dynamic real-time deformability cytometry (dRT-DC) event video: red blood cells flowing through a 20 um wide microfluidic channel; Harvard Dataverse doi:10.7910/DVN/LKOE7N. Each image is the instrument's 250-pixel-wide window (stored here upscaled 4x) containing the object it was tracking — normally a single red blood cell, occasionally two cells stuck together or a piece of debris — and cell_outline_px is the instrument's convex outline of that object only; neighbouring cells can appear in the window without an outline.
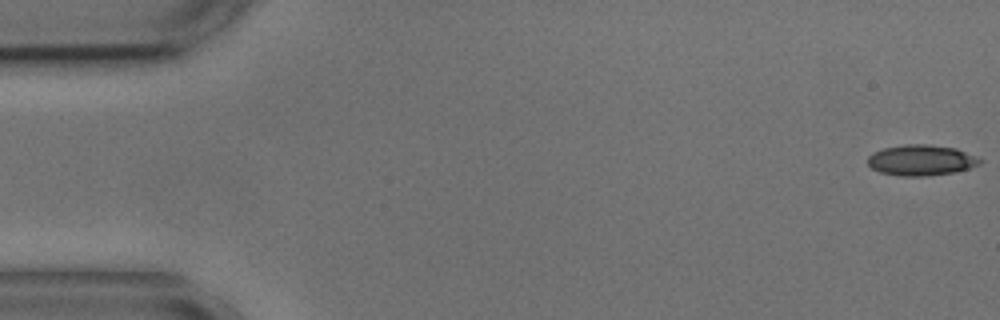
{"species": "common noctule bat (a hibernating species)", "species_latin": "Nyctalus noctula", "temperature_condition": "cold", "stored_images_in_passage": 54, "camera_frame_rate_fps": 3000, "um_per_image_px": 0.085, "animal": {"sex": "male", "body_mass_g": 17.9, "forearm_length_mm": 54.2}, "frame": {"image": 1, "passage_image": 1, "time_ms": 0.0, "image_size_px": [1000, 320], "cell_outline_px": [[984, 160], [980, 164], [968, 168], [952, 172], [924, 176], [904, 176], [880, 172], [872, 168], [868, 164], [868, 156], [872, 152], [884, 148], [904, 144], [924, 144], [956, 148], [976, 156]], "centroid_in_image_um": [78.29, 13.6], "position_along_channel_um": 6.7, "area_um2": 19.94}}
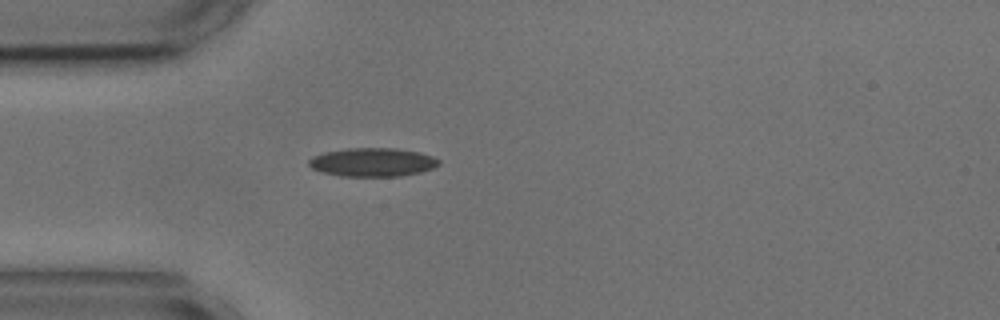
{"frame": {"image": 2, "passage_image": 15, "time_ms": 4.667, "image_size_px": [1000, 320], "cell_outline_px": [[440, 164], [432, 168], [420, 172], [400, 176], [340, 176], [324, 172], [312, 168], [308, 164], [308, 160], [312, 156], [324, 152], [348, 148], [396, 148], [420, 152], [432, 156], [440, 160]], "centroid_in_image_um": [31.67, 13.78], "position_along_channel_um": 53.3, "area_um2": 21.68}}
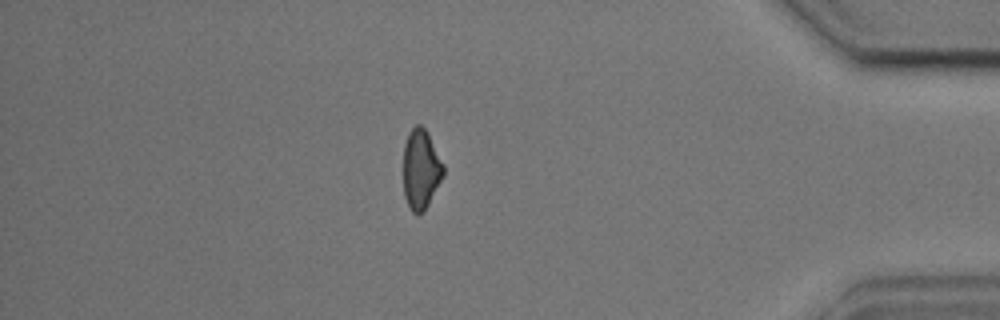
{"frame": {"image": 3, "passage_image": 47, "time_ms": 15.333, "image_size_px": [1000, 320], "cell_outline_px": [[444, 176], [424, 212], [416, 216], [412, 212], [404, 196], [404, 144], [408, 132], [416, 124], [420, 124], [428, 132], [444, 164]], "centroid_in_image_um": [35.79, 14.39], "position_along_channel_um": 399.4, "area_um2": 18.9}, "authors_computed_cell_mechanics": {"area_um2": 19.8543, "velocity_mm_per_s": 3.6619, "shape_relaxation_time_tau1_ms": 4.5593, "shape_relaxation_time_tau2_ms": 5.7493, "deformation_change_tau1": 0.1394, "deformation_change_tau2": 0.1487}}